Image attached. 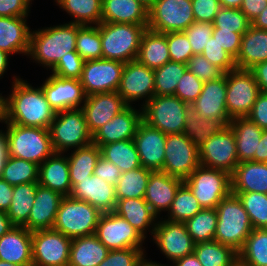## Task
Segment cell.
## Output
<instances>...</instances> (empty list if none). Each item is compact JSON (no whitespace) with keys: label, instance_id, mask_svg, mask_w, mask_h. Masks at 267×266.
Returning a JSON list of instances; mask_svg holds the SVG:
<instances>
[{"label":"cell","instance_id":"cell-6","mask_svg":"<svg viewBox=\"0 0 267 266\" xmlns=\"http://www.w3.org/2000/svg\"><path fill=\"white\" fill-rule=\"evenodd\" d=\"M50 138L55 153H67L93 143L84 113L81 108L69 109L55 114L49 127Z\"/></svg>","mask_w":267,"mask_h":266},{"label":"cell","instance_id":"cell-13","mask_svg":"<svg viewBox=\"0 0 267 266\" xmlns=\"http://www.w3.org/2000/svg\"><path fill=\"white\" fill-rule=\"evenodd\" d=\"M200 165L211 169H220L230 175L238 166L235 135L227 125L220 132L208 138L199 148Z\"/></svg>","mask_w":267,"mask_h":266},{"label":"cell","instance_id":"cell-5","mask_svg":"<svg viewBox=\"0 0 267 266\" xmlns=\"http://www.w3.org/2000/svg\"><path fill=\"white\" fill-rule=\"evenodd\" d=\"M148 25L128 23L99 24L102 58L127 63L136 60L140 41Z\"/></svg>","mask_w":267,"mask_h":266},{"label":"cell","instance_id":"cell-30","mask_svg":"<svg viewBox=\"0 0 267 266\" xmlns=\"http://www.w3.org/2000/svg\"><path fill=\"white\" fill-rule=\"evenodd\" d=\"M114 213L127 220L145 239L150 227L148 232L153 236L159 219L144 198L117 200Z\"/></svg>","mask_w":267,"mask_h":266},{"label":"cell","instance_id":"cell-73","mask_svg":"<svg viewBox=\"0 0 267 266\" xmlns=\"http://www.w3.org/2000/svg\"><path fill=\"white\" fill-rule=\"evenodd\" d=\"M243 0H219L221 7L240 9Z\"/></svg>","mask_w":267,"mask_h":266},{"label":"cell","instance_id":"cell-38","mask_svg":"<svg viewBox=\"0 0 267 266\" xmlns=\"http://www.w3.org/2000/svg\"><path fill=\"white\" fill-rule=\"evenodd\" d=\"M38 185V182H31L14 186L13 198L6 212L13 226L23 227L27 223Z\"/></svg>","mask_w":267,"mask_h":266},{"label":"cell","instance_id":"cell-54","mask_svg":"<svg viewBox=\"0 0 267 266\" xmlns=\"http://www.w3.org/2000/svg\"><path fill=\"white\" fill-rule=\"evenodd\" d=\"M187 36L183 32L167 33V46L170 54V60L177 63H185L193 56Z\"/></svg>","mask_w":267,"mask_h":266},{"label":"cell","instance_id":"cell-26","mask_svg":"<svg viewBox=\"0 0 267 266\" xmlns=\"http://www.w3.org/2000/svg\"><path fill=\"white\" fill-rule=\"evenodd\" d=\"M63 197L59 192L38 185L30 216L23 227L31 232L53 229Z\"/></svg>","mask_w":267,"mask_h":266},{"label":"cell","instance_id":"cell-68","mask_svg":"<svg viewBox=\"0 0 267 266\" xmlns=\"http://www.w3.org/2000/svg\"><path fill=\"white\" fill-rule=\"evenodd\" d=\"M8 158L6 131L0 130V179L6 159Z\"/></svg>","mask_w":267,"mask_h":266},{"label":"cell","instance_id":"cell-22","mask_svg":"<svg viewBox=\"0 0 267 266\" xmlns=\"http://www.w3.org/2000/svg\"><path fill=\"white\" fill-rule=\"evenodd\" d=\"M226 73L212 81L203 84L198 98L191 104L200 117L221 120L226 126L231 122L226 108Z\"/></svg>","mask_w":267,"mask_h":266},{"label":"cell","instance_id":"cell-48","mask_svg":"<svg viewBox=\"0 0 267 266\" xmlns=\"http://www.w3.org/2000/svg\"><path fill=\"white\" fill-rule=\"evenodd\" d=\"M187 70V64L169 61L154 69V89L156 96L175 95L178 81Z\"/></svg>","mask_w":267,"mask_h":266},{"label":"cell","instance_id":"cell-61","mask_svg":"<svg viewBox=\"0 0 267 266\" xmlns=\"http://www.w3.org/2000/svg\"><path fill=\"white\" fill-rule=\"evenodd\" d=\"M121 174V170L113 163L106 160L102 156L98 158L93 175L100 177L103 181H106L111 185L116 186Z\"/></svg>","mask_w":267,"mask_h":266},{"label":"cell","instance_id":"cell-2","mask_svg":"<svg viewBox=\"0 0 267 266\" xmlns=\"http://www.w3.org/2000/svg\"><path fill=\"white\" fill-rule=\"evenodd\" d=\"M80 24L65 23L31 31L28 56L45 69H52L68 52L76 51Z\"/></svg>","mask_w":267,"mask_h":266},{"label":"cell","instance_id":"cell-44","mask_svg":"<svg viewBox=\"0 0 267 266\" xmlns=\"http://www.w3.org/2000/svg\"><path fill=\"white\" fill-rule=\"evenodd\" d=\"M238 259L249 266H267V228L251 231L238 251Z\"/></svg>","mask_w":267,"mask_h":266},{"label":"cell","instance_id":"cell-14","mask_svg":"<svg viewBox=\"0 0 267 266\" xmlns=\"http://www.w3.org/2000/svg\"><path fill=\"white\" fill-rule=\"evenodd\" d=\"M72 239L54 229L32 232L33 266H68Z\"/></svg>","mask_w":267,"mask_h":266},{"label":"cell","instance_id":"cell-56","mask_svg":"<svg viewBox=\"0 0 267 266\" xmlns=\"http://www.w3.org/2000/svg\"><path fill=\"white\" fill-rule=\"evenodd\" d=\"M84 63L78 52H68L61 57L51 72L58 77L80 79Z\"/></svg>","mask_w":267,"mask_h":266},{"label":"cell","instance_id":"cell-8","mask_svg":"<svg viewBox=\"0 0 267 266\" xmlns=\"http://www.w3.org/2000/svg\"><path fill=\"white\" fill-rule=\"evenodd\" d=\"M190 105L175 95H154L142 109V120L162 133H183L185 116Z\"/></svg>","mask_w":267,"mask_h":266},{"label":"cell","instance_id":"cell-1","mask_svg":"<svg viewBox=\"0 0 267 266\" xmlns=\"http://www.w3.org/2000/svg\"><path fill=\"white\" fill-rule=\"evenodd\" d=\"M12 82V92L2 96L1 123L49 129L56 112L49 105L41 88L32 87L17 76Z\"/></svg>","mask_w":267,"mask_h":266},{"label":"cell","instance_id":"cell-69","mask_svg":"<svg viewBox=\"0 0 267 266\" xmlns=\"http://www.w3.org/2000/svg\"><path fill=\"white\" fill-rule=\"evenodd\" d=\"M171 266H202L195 254L187 255L176 260Z\"/></svg>","mask_w":267,"mask_h":266},{"label":"cell","instance_id":"cell-77","mask_svg":"<svg viewBox=\"0 0 267 266\" xmlns=\"http://www.w3.org/2000/svg\"><path fill=\"white\" fill-rule=\"evenodd\" d=\"M232 266H249L247 264H245L244 262H242L241 260L237 259Z\"/></svg>","mask_w":267,"mask_h":266},{"label":"cell","instance_id":"cell-7","mask_svg":"<svg viewBox=\"0 0 267 266\" xmlns=\"http://www.w3.org/2000/svg\"><path fill=\"white\" fill-rule=\"evenodd\" d=\"M101 212L89 203L64 196L53 229L70 239L95 234Z\"/></svg>","mask_w":267,"mask_h":266},{"label":"cell","instance_id":"cell-53","mask_svg":"<svg viewBox=\"0 0 267 266\" xmlns=\"http://www.w3.org/2000/svg\"><path fill=\"white\" fill-rule=\"evenodd\" d=\"M202 55L224 73L236 69L235 59L220 46L213 36H211L209 42L205 45Z\"/></svg>","mask_w":267,"mask_h":266},{"label":"cell","instance_id":"cell-66","mask_svg":"<svg viewBox=\"0 0 267 266\" xmlns=\"http://www.w3.org/2000/svg\"><path fill=\"white\" fill-rule=\"evenodd\" d=\"M14 187L0 179V210L7 212L13 198Z\"/></svg>","mask_w":267,"mask_h":266},{"label":"cell","instance_id":"cell-12","mask_svg":"<svg viewBox=\"0 0 267 266\" xmlns=\"http://www.w3.org/2000/svg\"><path fill=\"white\" fill-rule=\"evenodd\" d=\"M198 166L199 149L184 133L166 135L162 172L184 181Z\"/></svg>","mask_w":267,"mask_h":266},{"label":"cell","instance_id":"cell-59","mask_svg":"<svg viewBox=\"0 0 267 266\" xmlns=\"http://www.w3.org/2000/svg\"><path fill=\"white\" fill-rule=\"evenodd\" d=\"M195 21L212 23L221 8L219 0H191Z\"/></svg>","mask_w":267,"mask_h":266},{"label":"cell","instance_id":"cell-63","mask_svg":"<svg viewBox=\"0 0 267 266\" xmlns=\"http://www.w3.org/2000/svg\"><path fill=\"white\" fill-rule=\"evenodd\" d=\"M247 117L261 129H267V93H259Z\"/></svg>","mask_w":267,"mask_h":266},{"label":"cell","instance_id":"cell-33","mask_svg":"<svg viewBox=\"0 0 267 266\" xmlns=\"http://www.w3.org/2000/svg\"><path fill=\"white\" fill-rule=\"evenodd\" d=\"M101 22L148 25V9L137 0H102Z\"/></svg>","mask_w":267,"mask_h":266},{"label":"cell","instance_id":"cell-52","mask_svg":"<svg viewBox=\"0 0 267 266\" xmlns=\"http://www.w3.org/2000/svg\"><path fill=\"white\" fill-rule=\"evenodd\" d=\"M143 248L109 250L98 266H140L146 258Z\"/></svg>","mask_w":267,"mask_h":266},{"label":"cell","instance_id":"cell-37","mask_svg":"<svg viewBox=\"0 0 267 266\" xmlns=\"http://www.w3.org/2000/svg\"><path fill=\"white\" fill-rule=\"evenodd\" d=\"M100 156V147L93 143L74 149L70 155H67L72 187L79 181L90 178L94 174L96 162Z\"/></svg>","mask_w":267,"mask_h":266},{"label":"cell","instance_id":"cell-70","mask_svg":"<svg viewBox=\"0 0 267 266\" xmlns=\"http://www.w3.org/2000/svg\"><path fill=\"white\" fill-rule=\"evenodd\" d=\"M13 227L6 212L0 210V238Z\"/></svg>","mask_w":267,"mask_h":266},{"label":"cell","instance_id":"cell-74","mask_svg":"<svg viewBox=\"0 0 267 266\" xmlns=\"http://www.w3.org/2000/svg\"><path fill=\"white\" fill-rule=\"evenodd\" d=\"M140 266H168V265H165V264H161V263H156L155 261H152V260H148V259H145ZM171 266V265H170Z\"/></svg>","mask_w":267,"mask_h":266},{"label":"cell","instance_id":"cell-62","mask_svg":"<svg viewBox=\"0 0 267 266\" xmlns=\"http://www.w3.org/2000/svg\"><path fill=\"white\" fill-rule=\"evenodd\" d=\"M31 0H0V16L23 17L30 12Z\"/></svg>","mask_w":267,"mask_h":266},{"label":"cell","instance_id":"cell-11","mask_svg":"<svg viewBox=\"0 0 267 266\" xmlns=\"http://www.w3.org/2000/svg\"><path fill=\"white\" fill-rule=\"evenodd\" d=\"M193 22L191 0H156L148 10L147 28L156 32H184Z\"/></svg>","mask_w":267,"mask_h":266},{"label":"cell","instance_id":"cell-39","mask_svg":"<svg viewBox=\"0 0 267 266\" xmlns=\"http://www.w3.org/2000/svg\"><path fill=\"white\" fill-rule=\"evenodd\" d=\"M100 149L101 156L113 163L122 173L141 167L133 139L102 145Z\"/></svg>","mask_w":267,"mask_h":266},{"label":"cell","instance_id":"cell-29","mask_svg":"<svg viewBox=\"0 0 267 266\" xmlns=\"http://www.w3.org/2000/svg\"><path fill=\"white\" fill-rule=\"evenodd\" d=\"M38 184L69 196L72 190L67 155L54 153L39 165Z\"/></svg>","mask_w":267,"mask_h":266},{"label":"cell","instance_id":"cell-51","mask_svg":"<svg viewBox=\"0 0 267 266\" xmlns=\"http://www.w3.org/2000/svg\"><path fill=\"white\" fill-rule=\"evenodd\" d=\"M212 24L214 28L243 35L250 27L251 22L240 9L221 7Z\"/></svg>","mask_w":267,"mask_h":266},{"label":"cell","instance_id":"cell-23","mask_svg":"<svg viewBox=\"0 0 267 266\" xmlns=\"http://www.w3.org/2000/svg\"><path fill=\"white\" fill-rule=\"evenodd\" d=\"M141 121L142 109H136L132 105L127 106L92 135L93 144L101 147L113 142L134 139Z\"/></svg>","mask_w":267,"mask_h":266},{"label":"cell","instance_id":"cell-43","mask_svg":"<svg viewBox=\"0 0 267 266\" xmlns=\"http://www.w3.org/2000/svg\"><path fill=\"white\" fill-rule=\"evenodd\" d=\"M151 172L152 170L142 166L123 172L115 186L117 200L144 198Z\"/></svg>","mask_w":267,"mask_h":266},{"label":"cell","instance_id":"cell-24","mask_svg":"<svg viewBox=\"0 0 267 266\" xmlns=\"http://www.w3.org/2000/svg\"><path fill=\"white\" fill-rule=\"evenodd\" d=\"M69 196L89 203L101 213L114 212L117 201L115 186L95 175L76 183Z\"/></svg>","mask_w":267,"mask_h":266},{"label":"cell","instance_id":"cell-76","mask_svg":"<svg viewBox=\"0 0 267 266\" xmlns=\"http://www.w3.org/2000/svg\"><path fill=\"white\" fill-rule=\"evenodd\" d=\"M0 266H33V265H18V264L9 263L7 261L0 260Z\"/></svg>","mask_w":267,"mask_h":266},{"label":"cell","instance_id":"cell-15","mask_svg":"<svg viewBox=\"0 0 267 266\" xmlns=\"http://www.w3.org/2000/svg\"><path fill=\"white\" fill-rule=\"evenodd\" d=\"M95 235L109 250L144 248L145 238L127 220L114 212L101 214Z\"/></svg>","mask_w":267,"mask_h":266},{"label":"cell","instance_id":"cell-72","mask_svg":"<svg viewBox=\"0 0 267 266\" xmlns=\"http://www.w3.org/2000/svg\"><path fill=\"white\" fill-rule=\"evenodd\" d=\"M9 56L10 54H8L7 52L0 50V78H3L4 73L8 69Z\"/></svg>","mask_w":267,"mask_h":266},{"label":"cell","instance_id":"cell-46","mask_svg":"<svg viewBox=\"0 0 267 266\" xmlns=\"http://www.w3.org/2000/svg\"><path fill=\"white\" fill-rule=\"evenodd\" d=\"M38 173L39 165L24 159L8 156L1 179L14 187L23 183L38 182Z\"/></svg>","mask_w":267,"mask_h":266},{"label":"cell","instance_id":"cell-71","mask_svg":"<svg viewBox=\"0 0 267 266\" xmlns=\"http://www.w3.org/2000/svg\"><path fill=\"white\" fill-rule=\"evenodd\" d=\"M251 25L258 29L267 30V6L266 8L257 16L252 22Z\"/></svg>","mask_w":267,"mask_h":266},{"label":"cell","instance_id":"cell-45","mask_svg":"<svg viewBox=\"0 0 267 266\" xmlns=\"http://www.w3.org/2000/svg\"><path fill=\"white\" fill-rule=\"evenodd\" d=\"M202 209V206L199 204L190 188L183 183L172 201L171 207L167 212L169 215L167 214L168 218L166 220L185 223Z\"/></svg>","mask_w":267,"mask_h":266},{"label":"cell","instance_id":"cell-21","mask_svg":"<svg viewBox=\"0 0 267 266\" xmlns=\"http://www.w3.org/2000/svg\"><path fill=\"white\" fill-rule=\"evenodd\" d=\"M133 140L141 166L152 171H162L165 159L166 134L149 126L142 120L137 127Z\"/></svg>","mask_w":267,"mask_h":266},{"label":"cell","instance_id":"cell-75","mask_svg":"<svg viewBox=\"0 0 267 266\" xmlns=\"http://www.w3.org/2000/svg\"><path fill=\"white\" fill-rule=\"evenodd\" d=\"M143 4L148 10L154 5L156 0H137Z\"/></svg>","mask_w":267,"mask_h":266},{"label":"cell","instance_id":"cell-55","mask_svg":"<svg viewBox=\"0 0 267 266\" xmlns=\"http://www.w3.org/2000/svg\"><path fill=\"white\" fill-rule=\"evenodd\" d=\"M213 28L212 23L195 21L183 32L191 44L193 55L203 53L205 45L212 36Z\"/></svg>","mask_w":267,"mask_h":266},{"label":"cell","instance_id":"cell-31","mask_svg":"<svg viewBox=\"0 0 267 266\" xmlns=\"http://www.w3.org/2000/svg\"><path fill=\"white\" fill-rule=\"evenodd\" d=\"M231 192L267 194V162L239 163L231 174Z\"/></svg>","mask_w":267,"mask_h":266},{"label":"cell","instance_id":"cell-58","mask_svg":"<svg viewBox=\"0 0 267 266\" xmlns=\"http://www.w3.org/2000/svg\"><path fill=\"white\" fill-rule=\"evenodd\" d=\"M187 69L203 82L216 80L225 74L202 54L193 55L187 62Z\"/></svg>","mask_w":267,"mask_h":266},{"label":"cell","instance_id":"cell-34","mask_svg":"<svg viewBox=\"0 0 267 266\" xmlns=\"http://www.w3.org/2000/svg\"><path fill=\"white\" fill-rule=\"evenodd\" d=\"M228 125L235 135L239 163L253 161L255 153H258V146L262 138L263 129L248 117L231 119Z\"/></svg>","mask_w":267,"mask_h":266},{"label":"cell","instance_id":"cell-4","mask_svg":"<svg viewBox=\"0 0 267 266\" xmlns=\"http://www.w3.org/2000/svg\"><path fill=\"white\" fill-rule=\"evenodd\" d=\"M217 225L214 241L238 252L253 230L249 216L237 195L230 193L215 208Z\"/></svg>","mask_w":267,"mask_h":266},{"label":"cell","instance_id":"cell-49","mask_svg":"<svg viewBox=\"0 0 267 266\" xmlns=\"http://www.w3.org/2000/svg\"><path fill=\"white\" fill-rule=\"evenodd\" d=\"M76 52L84 61L102 58L99 24L81 25L78 28Z\"/></svg>","mask_w":267,"mask_h":266},{"label":"cell","instance_id":"cell-67","mask_svg":"<svg viewBox=\"0 0 267 266\" xmlns=\"http://www.w3.org/2000/svg\"><path fill=\"white\" fill-rule=\"evenodd\" d=\"M253 161L267 162V129H263L262 138L258 146V153H255Z\"/></svg>","mask_w":267,"mask_h":266},{"label":"cell","instance_id":"cell-32","mask_svg":"<svg viewBox=\"0 0 267 266\" xmlns=\"http://www.w3.org/2000/svg\"><path fill=\"white\" fill-rule=\"evenodd\" d=\"M267 61V30L250 25L242 35L241 47L235 59L238 69L250 70L256 64Z\"/></svg>","mask_w":267,"mask_h":266},{"label":"cell","instance_id":"cell-65","mask_svg":"<svg viewBox=\"0 0 267 266\" xmlns=\"http://www.w3.org/2000/svg\"><path fill=\"white\" fill-rule=\"evenodd\" d=\"M250 71L253 73L260 91L267 93V61L256 64Z\"/></svg>","mask_w":267,"mask_h":266},{"label":"cell","instance_id":"cell-3","mask_svg":"<svg viewBox=\"0 0 267 266\" xmlns=\"http://www.w3.org/2000/svg\"><path fill=\"white\" fill-rule=\"evenodd\" d=\"M5 124L8 156L40 165L55 153L49 129Z\"/></svg>","mask_w":267,"mask_h":266},{"label":"cell","instance_id":"cell-17","mask_svg":"<svg viewBox=\"0 0 267 266\" xmlns=\"http://www.w3.org/2000/svg\"><path fill=\"white\" fill-rule=\"evenodd\" d=\"M153 232V240L162 254L172 264L182 257L193 254L195 242L189 235L185 223L159 218Z\"/></svg>","mask_w":267,"mask_h":266},{"label":"cell","instance_id":"cell-27","mask_svg":"<svg viewBox=\"0 0 267 266\" xmlns=\"http://www.w3.org/2000/svg\"><path fill=\"white\" fill-rule=\"evenodd\" d=\"M0 260L18 265H32V232L13 226L0 238Z\"/></svg>","mask_w":267,"mask_h":266},{"label":"cell","instance_id":"cell-50","mask_svg":"<svg viewBox=\"0 0 267 266\" xmlns=\"http://www.w3.org/2000/svg\"><path fill=\"white\" fill-rule=\"evenodd\" d=\"M238 196L247 212L253 229L267 228V194L231 192Z\"/></svg>","mask_w":267,"mask_h":266},{"label":"cell","instance_id":"cell-60","mask_svg":"<svg viewBox=\"0 0 267 266\" xmlns=\"http://www.w3.org/2000/svg\"><path fill=\"white\" fill-rule=\"evenodd\" d=\"M212 36L226 52L236 59L241 47L242 35L240 33L213 28Z\"/></svg>","mask_w":267,"mask_h":266},{"label":"cell","instance_id":"cell-78","mask_svg":"<svg viewBox=\"0 0 267 266\" xmlns=\"http://www.w3.org/2000/svg\"><path fill=\"white\" fill-rule=\"evenodd\" d=\"M2 94L0 93V122L2 120Z\"/></svg>","mask_w":267,"mask_h":266},{"label":"cell","instance_id":"cell-28","mask_svg":"<svg viewBox=\"0 0 267 266\" xmlns=\"http://www.w3.org/2000/svg\"><path fill=\"white\" fill-rule=\"evenodd\" d=\"M27 17L0 16V50L28 56L32 30L27 25Z\"/></svg>","mask_w":267,"mask_h":266},{"label":"cell","instance_id":"cell-57","mask_svg":"<svg viewBox=\"0 0 267 266\" xmlns=\"http://www.w3.org/2000/svg\"><path fill=\"white\" fill-rule=\"evenodd\" d=\"M204 82L192 74L188 69L178 81L175 96L191 106L200 95Z\"/></svg>","mask_w":267,"mask_h":266},{"label":"cell","instance_id":"cell-47","mask_svg":"<svg viewBox=\"0 0 267 266\" xmlns=\"http://www.w3.org/2000/svg\"><path fill=\"white\" fill-rule=\"evenodd\" d=\"M217 225L215 208L202 209L185 222L189 235L195 243L214 241Z\"/></svg>","mask_w":267,"mask_h":266},{"label":"cell","instance_id":"cell-9","mask_svg":"<svg viewBox=\"0 0 267 266\" xmlns=\"http://www.w3.org/2000/svg\"><path fill=\"white\" fill-rule=\"evenodd\" d=\"M184 183L203 209L216 208L231 193V175L220 169L200 165Z\"/></svg>","mask_w":267,"mask_h":266},{"label":"cell","instance_id":"cell-18","mask_svg":"<svg viewBox=\"0 0 267 266\" xmlns=\"http://www.w3.org/2000/svg\"><path fill=\"white\" fill-rule=\"evenodd\" d=\"M117 92L128 106L144 98L143 106L155 95L154 69L137 60L125 63Z\"/></svg>","mask_w":267,"mask_h":266},{"label":"cell","instance_id":"cell-10","mask_svg":"<svg viewBox=\"0 0 267 266\" xmlns=\"http://www.w3.org/2000/svg\"><path fill=\"white\" fill-rule=\"evenodd\" d=\"M226 108L230 119L247 117L261 92L250 70L234 69L226 73Z\"/></svg>","mask_w":267,"mask_h":266},{"label":"cell","instance_id":"cell-35","mask_svg":"<svg viewBox=\"0 0 267 266\" xmlns=\"http://www.w3.org/2000/svg\"><path fill=\"white\" fill-rule=\"evenodd\" d=\"M136 60L151 69L162 67L171 61L167 46V33L147 28L142 35Z\"/></svg>","mask_w":267,"mask_h":266},{"label":"cell","instance_id":"cell-40","mask_svg":"<svg viewBox=\"0 0 267 266\" xmlns=\"http://www.w3.org/2000/svg\"><path fill=\"white\" fill-rule=\"evenodd\" d=\"M183 133L199 149L208 138L220 132L226 125L221 120L206 119L200 117L192 108H189L185 116Z\"/></svg>","mask_w":267,"mask_h":266},{"label":"cell","instance_id":"cell-42","mask_svg":"<svg viewBox=\"0 0 267 266\" xmlns=\"http://www.w3.org/2000/svg\"><path fill=\"white\" fill-rule=\"evenodd\" d=\"M193 253L202 266H232L238 259V252L217 241L196 243Z\"/></svg>","mask_w":267,"mask_h":266},{"label":"cell","instance_id":"cell-64","mask_svg":"<svg viewBox=\"0 0 267 266\" xmlns=\"http://www.w3.org/2000/svg\"><path fill=\"white\" fill-rule=\"evenodd\" d=\"M267 0H243L240 10L252 22L266 8Z\"/></svg>","mask_w":267,"mask_h":266},{"label":"cell","instance_id":"cell-25","mask_svg":"<svg viewBox=\"0 0 267 266\" xmlns=\"http://www.w3.org/2000/svg\"><path fill=\"white\" fill-rule=\"evenodd\" d=\"M183 183L182 179L162 171L151 172L144 199L157 217H160L162 211H169L172 201Z\"/></svg>","mask_w":267,"mask_h":266},{"label":"cell","instance_id":"cell-16","mask_svg":"<svg viewBox=\"0 0 267 266\" xmlns=\"http://www.w3.org/2000/svg\"><path fill=\"white\" fill-rule=\"evenodd\" d=\"M125 63L119 60L95 59L85 61L79 79L85 94L117 91Z\"/></svg>","mask_w":267,"mask_h":266},{"label":"cell","instance_id":"cell-19","mask_svg":"<svg viewBox=\"0 0 267 266\" xmlns=\"http://www.w3.org/2000/svg\"><path fill=\"white\" fill-rule=\"evenodd\" d=\"M51 108L57 113L82 108L87 95L79 79L50 74L41 86Z\"/></svg>","mask_w":267,"mask_h":266},{"label":"cell","instance_id":"cell-20","mask_svg":"<svg viewBox=\"0 0 267 266\" xmlns=\"http://www.w3.org/2000/svg\"><path fill=\"white\" fill-rule=\"evenodd\" d=\"M128 105L117 91L88 95L82 105L87 127L93 135Z\"/></svg>","mask_w":267,"mask_h":266},{"label":"cell","instance_id":"cell-36","mask_svg":"<svg viewBox=\"0 0 267 266\" xmlns=\"http://www.w3.org/2000/svg\"><path fill=\"white\" fill-rule=\"evenodd\" d=\"M109 249L95 234L72 239L68 266H98Z\"/></svg>","mask_w":267,"mask_h":266},{"label":"cell","instance_id":"cell-41","mask_svg":"<svg viewBox=\"0 0 267 266\" xmlns=\"http://www.w3.org/2000/svg\"><path fill=\"white\" fill-rule=\"evenodd\" d=\"M73 19L69 23L98 25L102 19V0H54Z\"/></svg>","mask_w":267,"mask_h":266}]
</instances>
